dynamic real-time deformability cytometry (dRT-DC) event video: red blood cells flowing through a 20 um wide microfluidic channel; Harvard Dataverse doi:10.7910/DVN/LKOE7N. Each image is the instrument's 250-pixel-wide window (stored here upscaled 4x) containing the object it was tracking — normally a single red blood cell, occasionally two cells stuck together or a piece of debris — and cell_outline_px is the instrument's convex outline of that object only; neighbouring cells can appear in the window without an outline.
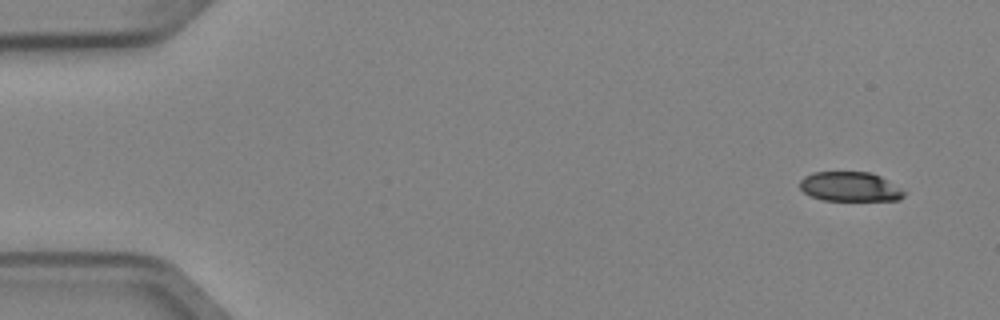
{"species": "Egyptian fruit bat (a non-hibernating species)", "species_latin": "Rousettus aegyptiacus", "temperature_condition": "cold", "stored_images_in_passage": 5, "camera_frame_rate_fps": 3000, "um_per_image_px": 0.085, "animal": {"sex": "female"}, "frame": {"image": 1, "passage_image": 1, "time_ms": 0.0, "image_size_px": [1000, 320], "cell_outline_px": [[904, 196], [900, 200], [824, 200], [812, 196], [804, 192], [800, 188], [800, 180], [804, 176], [812, 172], [872, 172], [880, 176], [900, 188], [904, 192]], "centroid_in_image_um": [72.23, 15.86], "position_along_channel_um": 12.8, "area_um2": 17.8}}
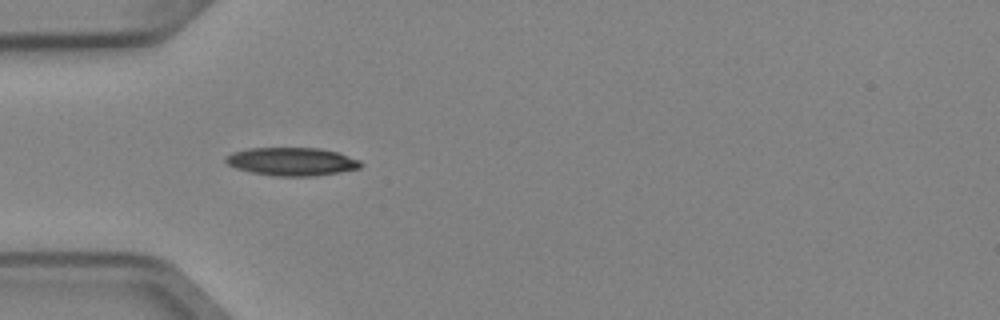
{"frame": {"image": 2, "passage_image": 4, "time_ms": 1.0, "image_size_px": [1000, 320], "cell_outline_px": [[364, 164], [360, 168], [340, 172], [312, 176], [272, 176], [252, 172], [236, 168], [228, 164], [224, 160], [224, 156], [232, 152], [248, 148], [320, 148], [336, 152], [360, 160]], "centroid_in_image_um": [24.79, 13.73], "position_along_channel_um": 60.2, "area_um2": 22.2}}
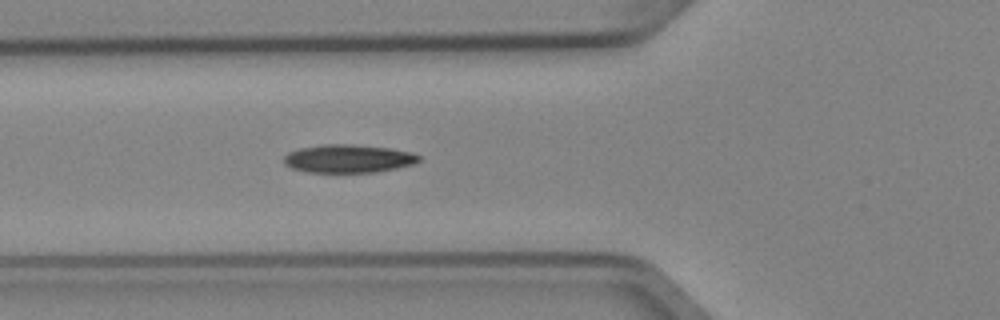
{"frame": {"image": 3, "passage_image": 5, "time_ms": 1.333, "image_size_px": [1000, 320], "cell_outline_px": [[420, 160], [412, 164], [396, 168], [372, 172], [308, 172], [292, 168], [284, 164], [284, 156], [288, 152], [300, 148], [324, 144], [352, 144], [388, 148], [412, 152], [420, 156]], "centroid_in_image_um": [29.58, 13.48], "position_along_channel_um": 96.2, "area_um2": 22.02}}